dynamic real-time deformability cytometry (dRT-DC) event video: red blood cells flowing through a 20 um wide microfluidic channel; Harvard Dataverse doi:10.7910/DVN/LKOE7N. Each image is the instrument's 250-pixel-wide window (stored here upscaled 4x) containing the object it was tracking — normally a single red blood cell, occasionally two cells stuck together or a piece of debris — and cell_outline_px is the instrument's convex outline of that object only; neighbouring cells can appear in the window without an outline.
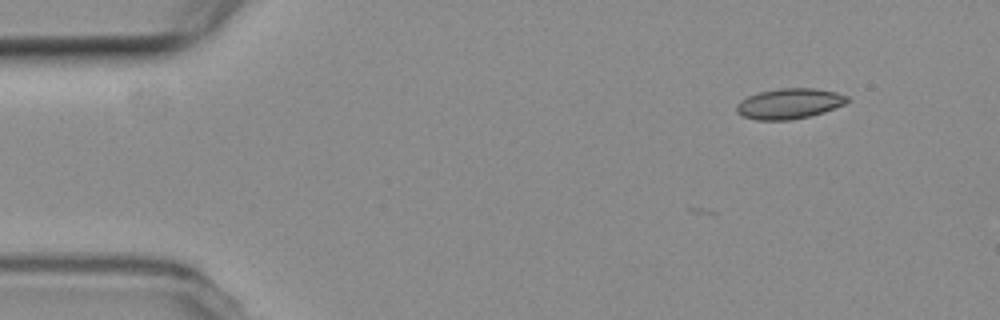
{"species": "common noctule bat (a hibernating species)", "species_latin": "Nyctalus noctula", "temperature_condition": "room temperature", "stored_images_in_passage": 2, "camera_frame_rate_fps": 3000, "um_per_image_px": 0.085, "animal": {"sex": "female", "body_mass_g": 19.3, "forearm_length_mm": 54.1}, "frame": {"image": 1, "passage_image": 2, "time_ms": 1.0, "image_size_px": [1000, 320], "cell_outline_px": [[852, 100], [844, 104], [824, 112], [808, 116], [788, 120], [756, 120], [744, 116], [736, 112], [736, 104], [740, 100], [748, 96], [760, 92], [780, 88], [816, 88], [836, 92], [848, 96]], "centroid_in_image_um": [67.1, 8.8], "position_along_channel_um": 17.9, "area_um2": 19.65}}